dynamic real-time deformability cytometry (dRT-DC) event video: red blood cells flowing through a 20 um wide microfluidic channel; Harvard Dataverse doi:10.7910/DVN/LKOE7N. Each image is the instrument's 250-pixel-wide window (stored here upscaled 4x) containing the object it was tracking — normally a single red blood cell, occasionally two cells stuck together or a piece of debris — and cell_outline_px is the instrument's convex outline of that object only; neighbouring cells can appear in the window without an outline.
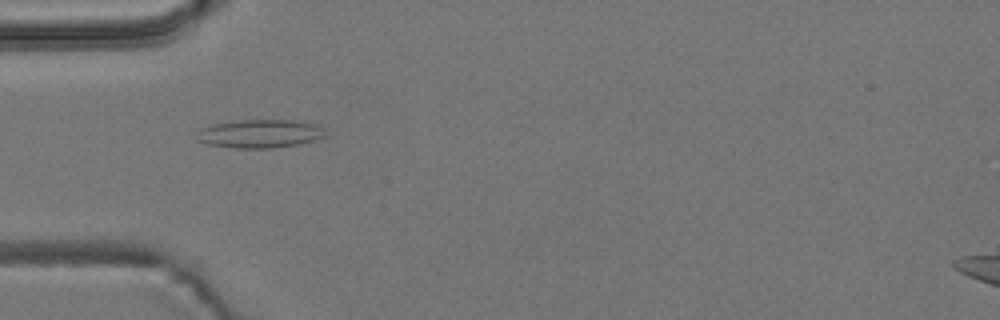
{"species": "common noctule bat (a hibernating species)", "species_latin": "Nyctalus noctula", "temperature_condition": "room temperature", "stored_images_in_passage": 6, "camera_frame_rate_fps": 3000, "um_per_image_px": 0.085, "animal": {"sex": "male", "body_mass_g": 19.2, "forearm_length_mm": 51.8}, "frame": {"image": 1, "passage_image": 5, "time_ms": 1.333, "image_size_px": [1000, 320], "cell_outline_px": [[328, 136], [300, 144], [272, 148], [236, 148], [208, 144], [196, 140], [196, 132], [200, 128], [212, 124], [232, 120], [296, 120], [316, 124], [324, 128]], "centroid_in_image_um": [22.09, 11.35], "position_along_channel_um": 62.9, "area_um2": 21.68}}